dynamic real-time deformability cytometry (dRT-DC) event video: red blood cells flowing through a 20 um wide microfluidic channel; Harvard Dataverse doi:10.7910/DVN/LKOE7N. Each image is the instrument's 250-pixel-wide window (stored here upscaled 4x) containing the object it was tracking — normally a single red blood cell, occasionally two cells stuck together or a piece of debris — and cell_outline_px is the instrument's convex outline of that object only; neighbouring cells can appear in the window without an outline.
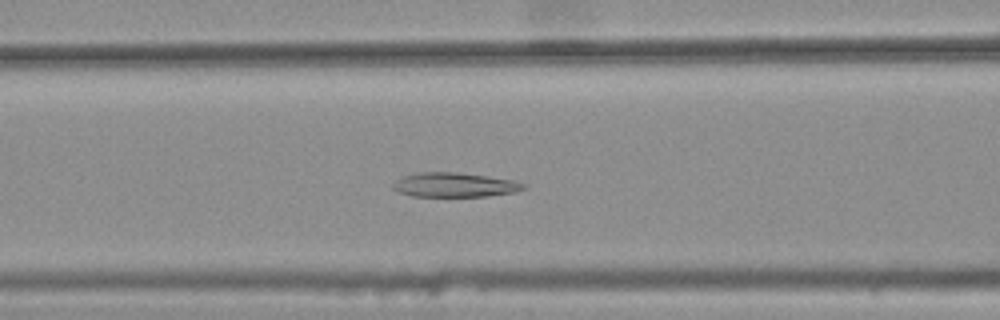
{"species": "common noctule bat (a hibernating species)", "species_latin": "Nyctalus noctula", "temperature_condition": "warm", "stored_images_in_passage": 43, "camera_frame_rate_fps": 3000, "um_per_image_px": 0.085, "animal": {"sex": "female", "body_mass_g": 25.1}, "frame": {"image": 1, "passage_image": 20, "time_ms": 6.333, "image_size_px": [1000, 320], "cell_outline_px": [[528, 188], [512, 192], [488, 196], [412, 196], [396, 192], [392, 188], [392, 184], [396, 180], [404, 176], [420, 172], [456, 172], [512, 180], [528, 184]], "centroid_in_image_um": [38.62, 15.72], "position_along_channel_um": 128.0, "area_um2": 18.5}}
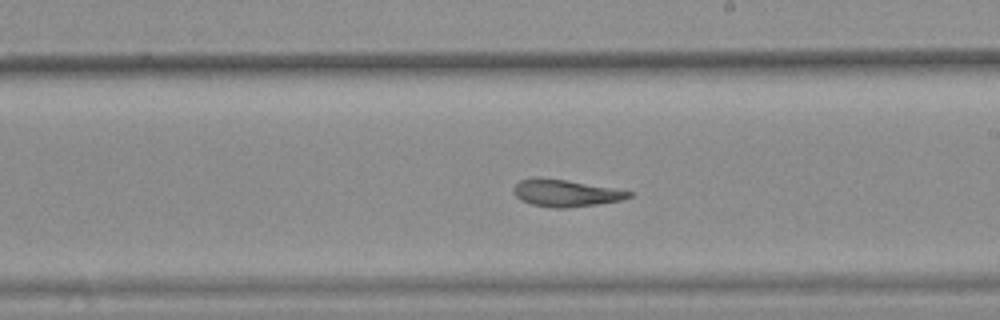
{"frame": {"image": 2, "passage_image": 29, "time_ms": 9.333, "image_size_px": [1000, 320], "cell_outline_px": [[632, 196], [620, 200], [596, 204], [568, 208], [552, 208], [532, 204], [520, 200], [512, 192], [512, 188], [520, 180], [564, 180], [632, 192]], "centroid_in_image_um": [48.05, 16.46], "position_along_channel_um": 240.9, "area_um2": 17.28}}
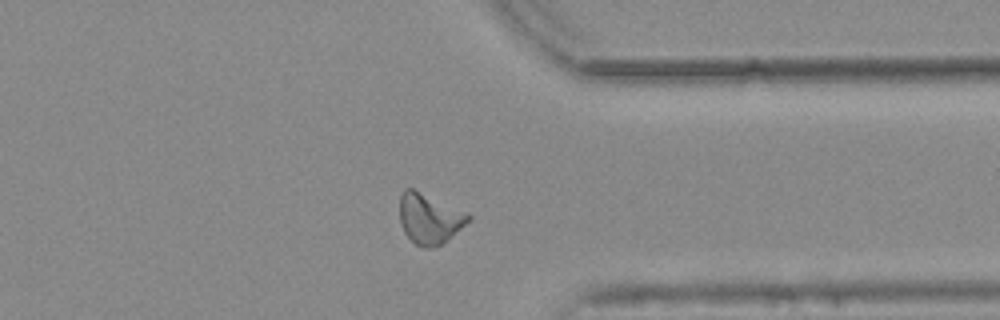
{"frame": {"image": 3, "passage_image": 40, "time_ms": 13.0, "image_size_px": [1000, 320], "cell_outline_px": [[472, 216], [460, 228], [440, 244], [432, 248], [424, 248], [416, 244], [404, 232], [400, 220], [400, 196], [404, 188], [412, 188], [468, 212]], "centroid_in_image_um": [36.48, 18.55], "position_along_channel_um": 374.9, "area_um2": 19.77}, "authors_computed_cell_mechanics": {"area_um2": 19.2474, "velocity_mm_per_s": 3.7786, "shape_relaxation_time_tau1_ms": null, "shape_relaxation_time_tau2_ms": 3.211, "deformation_change_tau1": null, "deformation_change_tau2": 0.1011}}